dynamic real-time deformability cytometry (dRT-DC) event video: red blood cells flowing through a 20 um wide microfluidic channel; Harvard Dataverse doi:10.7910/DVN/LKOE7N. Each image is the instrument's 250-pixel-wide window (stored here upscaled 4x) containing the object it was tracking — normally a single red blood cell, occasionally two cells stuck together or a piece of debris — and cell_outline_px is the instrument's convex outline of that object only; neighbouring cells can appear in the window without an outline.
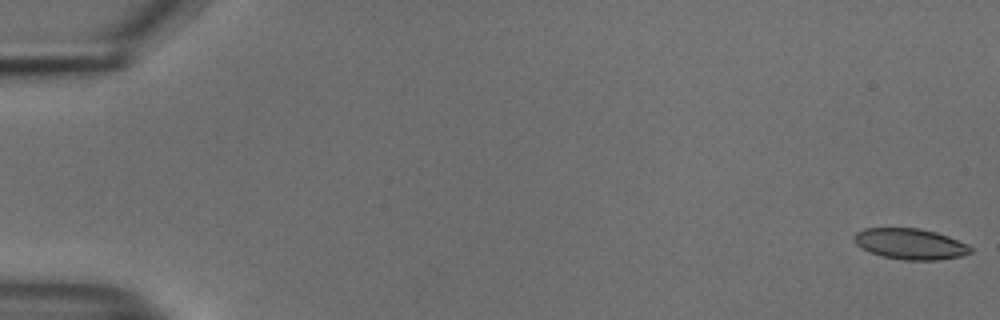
{"species": "common noctule bat (a hibernating species)", "species_latin": "Nyctalus noctula", "temperature_condition": "cold", "stored_images_in_passage": 54, "camera_frame_rate_fps": 3000, "um_per_image_px": 0.085, "animal": {"sex": "male", "body_mass_g": 18.8}, "frame": {"image": 1, "passage_image": 1, "time_ms": 0.0, "image_size_px": [1000, 320], "cell_outline_px": [[972, 252], [960, 256], [936, 260], [904, 260], [880, 256], [868, 252], [860, 248], [856, 244], [852, 236], [856, 232], [864, 228], [920, 228], [936, 232], [948, 236], [968, 244], [972, 248]], "centroid_in_image_um": [77.33, 20.73], "position_along_channel_um": 7.7, "area_um2": 21.15}}
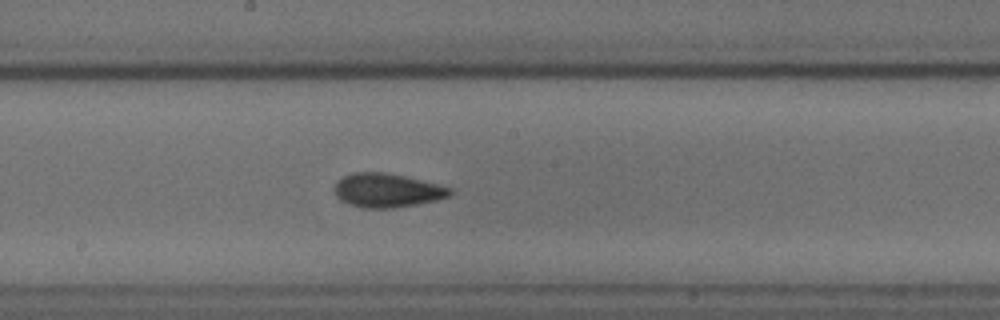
{"frame": {"image": 2, "passage_image": 30, "time_ms": 9.667, "image_size_px": [1000, 320], "cell_outline_px": [[452, 196], [436, 200], [416, 204], [392, 208], [364, 208], [348, 204], [340, 200], [336, 196], [336, 180], [352, 172], [384, 172], [404, 176], [452, 188]], "centroid_in_image_um": [32.89, 16.18], "position_along_channel_um": 215.3, "area_um2": 22.72}}
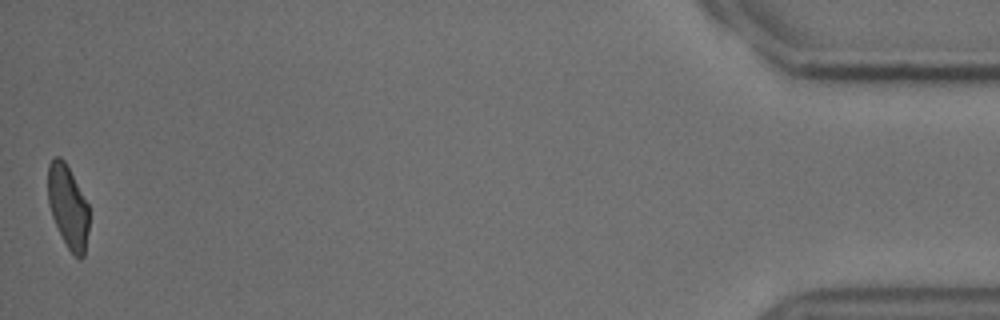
{"frame": {"image": 3, "passage_image": 54, "time_ms": 17.667, "image_size_px": [1000, 320], "cell_outline_px": [[88, 232], [84, 256], [80, 260], [68, 248], [52, 216], [48, 200], [48, 164], [56, 156], [60, 156], [64, 160], [88, 204]], "centroid_in_image_um": [5.78, 17.56], "position_along_channel_um": 429.4, "area_um2": 19.48}, "authors_computed_cell_mechanics": {"area_um2": 21.8484, "velocity_mm_per_s": 3.7594, "shape_relaxation_time_tau1_ms": 9.5224, "shape_relaxation_time_tau2_ms": 1.5553, "deformation_change_tau1": 0.1679, "deformation_change_tau2": 0.0601}}